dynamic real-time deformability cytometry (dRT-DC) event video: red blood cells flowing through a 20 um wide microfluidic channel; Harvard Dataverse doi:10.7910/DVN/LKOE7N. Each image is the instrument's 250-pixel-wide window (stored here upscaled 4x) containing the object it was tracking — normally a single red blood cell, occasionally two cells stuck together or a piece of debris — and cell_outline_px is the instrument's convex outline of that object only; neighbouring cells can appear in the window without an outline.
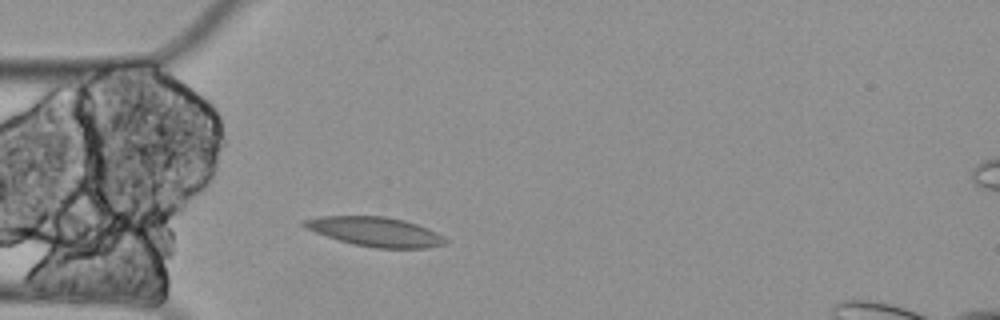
{"species": "Egyptian fruit bat (a non-hibernating species)", "species_latin": "Rousettus aegyptiacus", "temperature_condition": "cold", "stored_images_in_passage": 2, "camera_frame_rate_fps": 3000, "um_per_image_px": 0.085, "animal": {"sex": "female"}, "frame": {"image": 1, "passage_image": 2, "time_ms": 0.333, "image_size_px": [1000, 320], "cell_outline_px": [[448, 244], [428, 248], [376, 248], [352, 244], [304, 228], [300, 224], [304, 220], [320, 216], [384, 216], [404, 220], [416, 224], [436, 232], [444, 236], [448, 240]], "centroid_in_image_um": [31.93, 19.7], "position_along_channel_um": 53.1, "area_um2": 24.16}}